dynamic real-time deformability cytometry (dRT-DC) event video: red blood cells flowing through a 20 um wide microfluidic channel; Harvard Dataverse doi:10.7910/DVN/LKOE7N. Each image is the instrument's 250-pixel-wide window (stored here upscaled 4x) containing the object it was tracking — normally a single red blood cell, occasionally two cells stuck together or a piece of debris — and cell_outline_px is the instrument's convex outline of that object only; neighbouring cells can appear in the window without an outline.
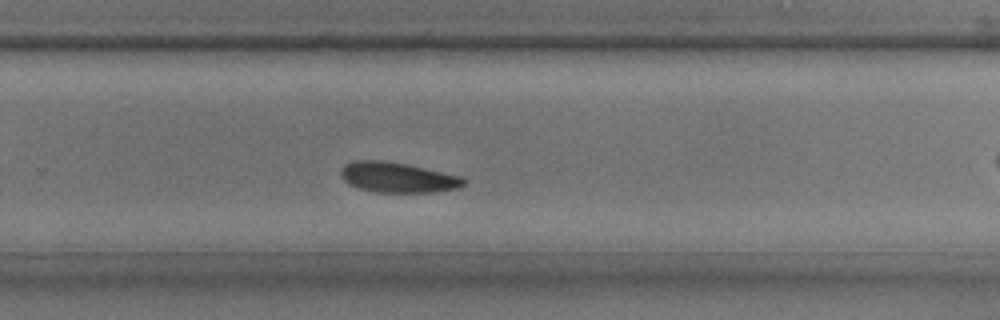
{"species": "common noctule bat (a hibernating species)", "species_latin": "Nyctalus noctula", "temperature_condition": "room temperature", "stored_images_in_passage": 28, "camera_frame_rate_fps": 3000, "um_per_image_px": 0.085, "animal": {"sex": "male", "body_mass_g": 17.9, "forearm_length_mm": 54.2}, "frame": {"image": 1, "passage_image": 16, "time_ms": 5.0, "image_size_px": [1000, 320], "cell_outline_px": [[468, 180], [464, 184], [456, 188], [432, 192], [376, 192], [360, 188], [348, 184], [340, 176], [340, 168], [344, 164], [352, 160], [388, 160], [408, 164], [460, 176]], "centroid_in_image_um": [33.75, 15.06], "position_along_channel_um": 296.1, "area_um2": 21.79}}